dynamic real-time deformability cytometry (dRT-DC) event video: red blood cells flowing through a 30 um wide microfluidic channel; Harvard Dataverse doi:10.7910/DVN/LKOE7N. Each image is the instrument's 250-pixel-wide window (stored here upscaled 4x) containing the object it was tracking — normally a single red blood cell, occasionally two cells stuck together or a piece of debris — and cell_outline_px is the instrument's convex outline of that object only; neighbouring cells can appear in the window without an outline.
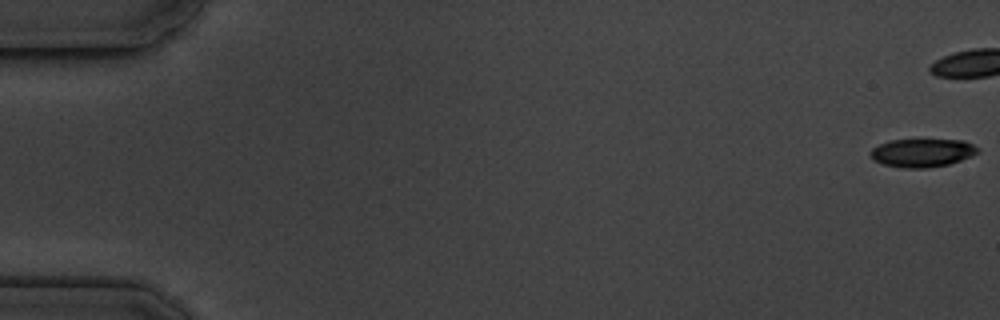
{"species": "common noctule bat (a hibernating species)", "species_latin": "Nyctalus noctula", "temperature_condition": "cold", "stored_images_in_passage": 5, "camera_frame_rate_fps": 3000, "um_per_image_px": 0.085, "animal": {"sex": "male", "body_mass_g": 19.5, "forearm_length_mm": 54.6}, "frame": {"image": 1, "passage_image": 1, "time_ms": 0.0, "image_size_px": [1000, 320], "cell_outline_px": [[980, 148], [972, 156], [948, 164], [924, 168], [900, 168], [884, 164], [876, 160], [872, 156], [872, 148], [880, 144], [892, 140], [964, 140]], "centroid_in_image_um": [78.42, 12.99], "position_along_channel_um": 6.6, "area_um2": 17.34}}